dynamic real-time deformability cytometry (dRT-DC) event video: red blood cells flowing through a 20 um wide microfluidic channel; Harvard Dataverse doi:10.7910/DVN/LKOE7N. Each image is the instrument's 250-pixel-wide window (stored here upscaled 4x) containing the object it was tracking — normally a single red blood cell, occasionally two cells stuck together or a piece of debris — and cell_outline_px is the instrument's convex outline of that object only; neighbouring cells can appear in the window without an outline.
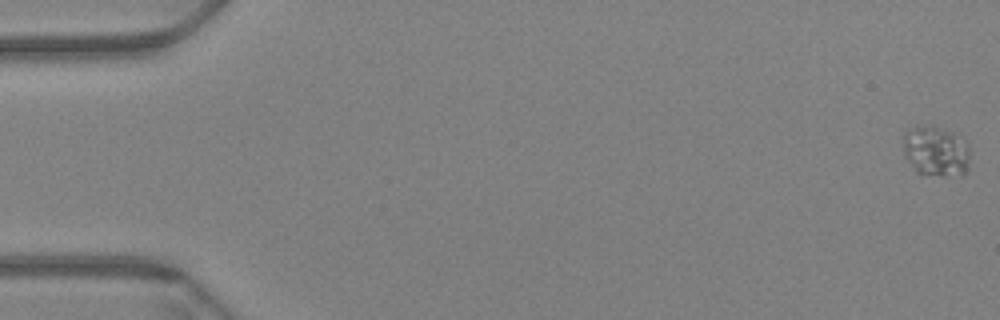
{"species": "Egyptian fruit bat (a non-hibernating species)", "species_latin": "Rousettus aegyptiacus", "temperature_condition": "warm", "stored_images_in_passage": 20, "camera_frame_rate_fps": 3000, "um_per_image_px": 0.085, "animal": {"sex": "female"}, "frame": {"image": 1, "passage_image": 1, "time_ms": 0.0, "image_size_px": [1000, 320], "cell_outline_px": [[968, 168], [964, 172], [940, 176], [916, 172], [904, 156], [904, 132], [908, 128], [920, 124], [928, 124], [952, 132], [968, 144]], "centroid_in_image_um": [79.49, 12.81], "position_along_channel_um": 5.5, "area_um2": 19.48}}
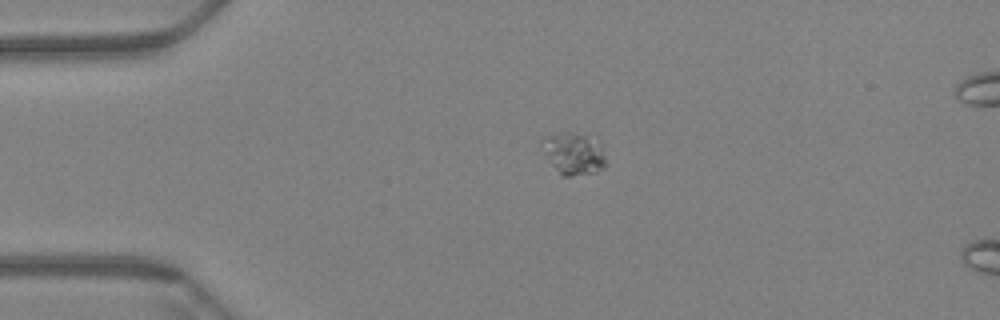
{"frame": {"image": 2, "passage_image": 15, "time_ms": 4.667, "image_size_px": [1000, 320], "cell_outline_px": [[608, 164], [604, 168], [596, 172], [572, 176], [560, 176], [552, 164], [548, 156], [544, 136], [564, 132], [572, 132], [584, 136], [600, 144]], "centroid_in_image_um": [48.84, 13.1], "position_along_channel_um": 36.2, "area_um2": 15.03}}